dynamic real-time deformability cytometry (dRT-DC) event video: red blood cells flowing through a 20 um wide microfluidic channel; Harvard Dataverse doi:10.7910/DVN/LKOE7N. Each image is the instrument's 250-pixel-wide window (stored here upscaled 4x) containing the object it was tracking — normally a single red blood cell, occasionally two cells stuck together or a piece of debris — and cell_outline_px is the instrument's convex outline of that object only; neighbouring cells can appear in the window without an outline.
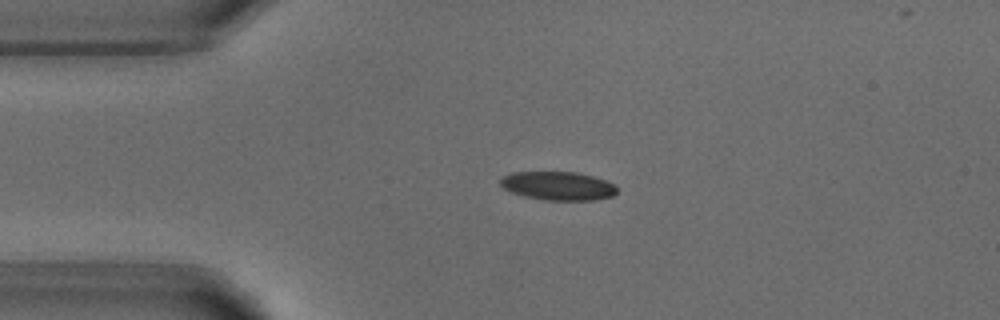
{"species": "common noctule bat (a hibernating species)", "species_latin": "Nyctalus noctula", "temperature_condition": "warm", "stored_images_in_passage": 2, "camera_frame_rate_fps": 3000, "um_per_image_px": 0.085, "animal": {"sex": "male", "body_mass_g": 18.8}, "frame": {"image": 1, "passage_image": 2, "time_ms": 1.0, "image_size_px": [1000, 320], "cell_outline_px": [[616, 192], [612, 196], [596, 200], [544, 200], [524, 196], [512, 192], [504, 188], [500, 184], [500, 176], [512, 172], [576, 172], [592, 176], [616, 184]], "centroid_in_image_um": [47.41, 15.79], "position_along_channel_um": 37.6, "area_um2": 19.48}}